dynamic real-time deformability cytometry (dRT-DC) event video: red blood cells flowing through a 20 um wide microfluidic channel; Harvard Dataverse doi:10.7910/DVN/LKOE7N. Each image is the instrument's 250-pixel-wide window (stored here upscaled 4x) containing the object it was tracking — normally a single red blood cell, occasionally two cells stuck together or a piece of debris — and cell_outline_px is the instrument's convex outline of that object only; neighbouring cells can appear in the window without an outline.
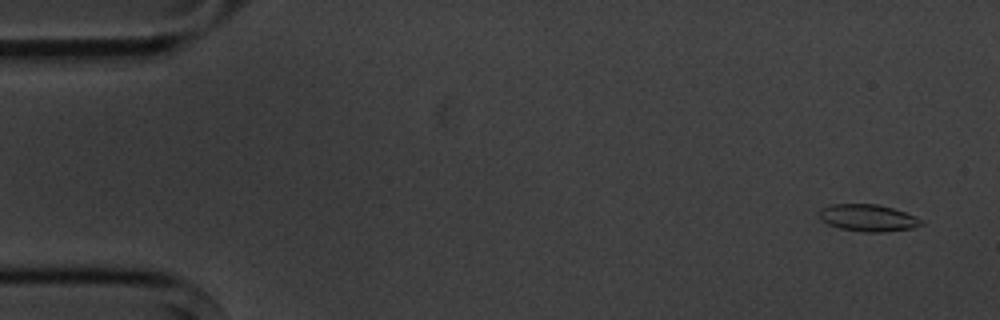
{"species": "common noctule bat (a hibernating species)", "species_latin": "Nyctalus noctula", "temperature_condition": "cold", "stored_images_in_passage": 5, "camera_frame_rate_fps": 3000, "um_per_image_px": 0.085, "animal": {"sex": "male", "body_mass_g": 20.1, "forearm_length_mm": 53.5}, "frame": {"image": 1, "passage_image": 1, "time_ms": 0.0, "image_size_px": [1000, 320], "cell_outline_px": [[924, 224], [912, 228], [884, 232], [860, 232], [840, 228], [828, 224], [820, 220], [816, 212], [820, 208], [832, 204], [880, 204], [916, 216], [924, 220]], "centroid_in_image_um": [73.75, 18.52], "position_along_channel_um": 11.3, "area_um2": 16.36}}